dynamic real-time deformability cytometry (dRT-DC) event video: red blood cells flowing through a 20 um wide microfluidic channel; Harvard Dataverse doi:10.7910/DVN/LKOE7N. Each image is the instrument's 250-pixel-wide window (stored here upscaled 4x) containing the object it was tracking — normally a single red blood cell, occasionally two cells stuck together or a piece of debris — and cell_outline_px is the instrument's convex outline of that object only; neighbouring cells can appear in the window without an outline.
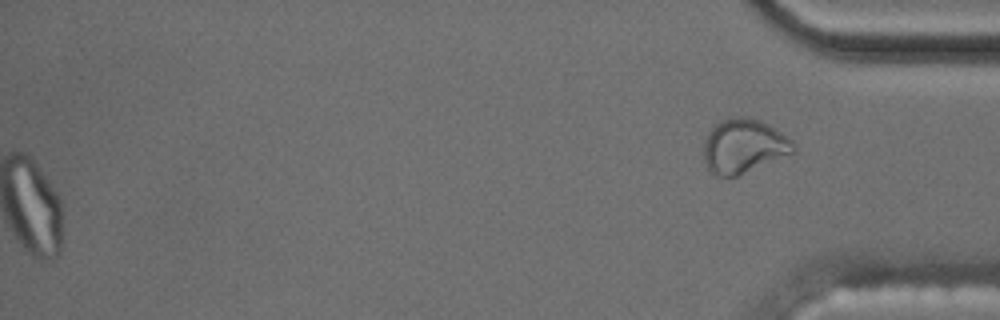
{"species": "common noctule bat (a hibernating species)", "species_latin": "Nyctalus noctula", "temperature_condition": "cold", "stored_images_in_passage": 58, "segment_of_instrument_passage": [2, 2], "camera_frame_rate_fps": 3000, "um_per_image_px": 0.085, "animal": {"sex": "male", "body_mass_g": 17.5, "forearm_length_mm": 52.3}, "frame": {"image": 1, "passage_image": 58, "time_ms": 19.0, "image_size_px": [1000, 320], "cell_outline_px": [[796, 152], [736, 176], [716, 176], [708, 172], [704, 160], [704, 140], [708, 132], [716, 124], [732, 116], [744, 116], [760, 120], [768, 124], [792, 140], [796, 148]], "centroid_in_image_um": [63.2, 12.42], "position_along_channel_um": 372.0, "area_um2": 28.38}}